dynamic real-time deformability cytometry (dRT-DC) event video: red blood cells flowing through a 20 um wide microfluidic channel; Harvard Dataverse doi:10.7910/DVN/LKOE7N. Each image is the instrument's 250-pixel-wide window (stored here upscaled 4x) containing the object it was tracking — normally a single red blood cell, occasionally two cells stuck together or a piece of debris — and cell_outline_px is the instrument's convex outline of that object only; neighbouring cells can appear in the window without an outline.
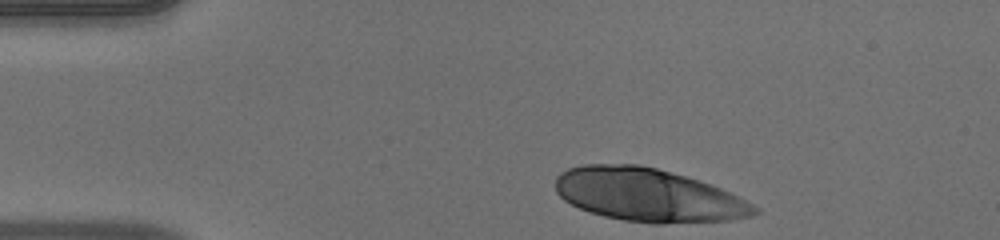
{"species": "human", "species_latin": "Homo sapiens", "temperature_condition": "warm", "stored_images_in_passage": 35, "camera_frame_rate_fps": 3000, "um_per_image_px": 0.085, "donor": {"sex": "male"}, "frame": {"image": 1, "passage_image": 1, "time_ms": 0.0, "image_size_px": [1000, 240], "cell_outline_px": [[760, 212], [752, 216], [732, 220], [664, 224], [652, 224], [624, 220], [604, 216], [588, 212], [564, 200], [556, 192], [556, 176], [560, 172], [568, 168], [584, 164], [640, 164], [656, 168], [684, 176], [720, 188], [760, 208]], "centroid_in_image_um": [55.07, 16.59], "position_along_channel_um": 29.9, "area_um2": 61.61}}